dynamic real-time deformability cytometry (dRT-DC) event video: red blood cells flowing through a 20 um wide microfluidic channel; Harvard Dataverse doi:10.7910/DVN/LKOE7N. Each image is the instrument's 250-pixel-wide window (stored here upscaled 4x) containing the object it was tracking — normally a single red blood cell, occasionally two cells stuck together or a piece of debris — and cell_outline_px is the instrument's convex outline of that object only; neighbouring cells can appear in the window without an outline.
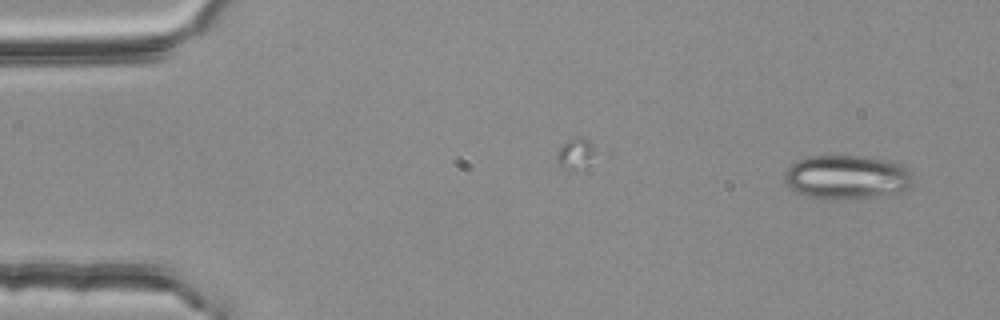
{"species": "common noctule bat (a hibernating species)", "species_latin": "Nyctalus noctula", "temperature_condition": "room temperature", "stored_images_in_passage": 3, "camera_frame_rate_fps": 3000, "um_per_image_px": 0.085, "animal": {"sex": "female", "body_mass_g": 25.1}, "frame": {"image": 1, "passage_image": 3, "time_ms": 0.667, "image_size_px": [1000, 320], "cell_outline_px": [[912, 184], [908, 188], [896, 192], [876, 196], [844, 200], [812, 196], [800, 192], [792, 188], [784, 180], [784, 172], [792, 164], [800, 160], [812, 156], [860, 156], [888, 160], [900, 164], [912, 176]], "centroid_in_image_um": [71.99, 15.05], "position_along_channel_um": 13.0, "area_um2": 32.25}}